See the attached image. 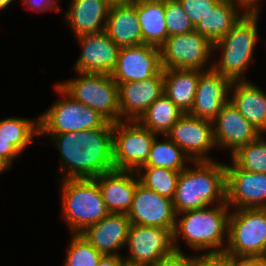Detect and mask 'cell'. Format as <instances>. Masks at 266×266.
Returning a JSON list of instances; mask_svg holds the SVG:
<instances>
[{"instance_id": "1", "label": "cell", "mask_w": 266, "mask_h": 266, "mask_svg": "<svg viewBox=\"0 0 266 266\" xmlns=\"http://www.w3.org/2000/svg\"><path fill=\"white\" fill-rule=\"evenodd\" d=\"M113 126L107 121L100 128L39 135H48L59 151L63 179L96 178L115 170Z\"/></svg>"}, {"instance_id": "2", "label": "cell", "mask_w": 266, "mask_h": 266, "mask_svg": "<svg viewBox=\"0 0 266 266\" xmlns=\"http://www.w3.org/2000/svg\"><path fill=\"white\" fill-rule=\"evenodd\" d=\"M180 172L174 208L177 214L226 202V167L218 161H195ZM195 166V167H194Z\"/></svg>"}, {"instance_id": "3", "label": "cell", "mask_w": 266, "mask_h": 266, "mask_svg": "<svg viewBox=\"0 0 266 266\" xmlns=\"http://www.w3.org/2000/svg\"><path fill=\"white\" fill-rule=\"evenodd\" d=\"M230 207L226 202L177 214L176 225L173 232L174 247L182 252L178 239L195 251L224 252L228 240V220ZM181 216V217H180ZM180 217V218H178ZM226 238V239H225ZM226 243V244H225ZM179 244V245H177Z\"/></svg>"}, {"instance_id": "4", "label": "cell", "mask_w": 266, "mask_h": 266, "mask_svg": "<svg viewBox=\"0 0 266 266\" xmlns=\"http://www.w3.org/2000/svg\"><path fill=\"white\" fill-rule=\"evenodd\" d=\"M259 13H246L241 20L218 42L213 52H222L218 61L213 60V68L231 81L247 80L245 71L254 59L258 40ZM219 49V50H218Z\"/></svg>"}, {"instance_id": "5", "label": "cell", "mask_w": 266, "mask_h": 266, "mask_svg": "<svg viewBox=\"0 0 266 266\" xmlns=\"http://www.w3.org/2000/svg\"><path fill=\"white\" fill-rule=\"evenodd\" d=\"M60 184L62 216L72 234L82 233L110 213L94 178H61Z\"/></svg>"}, {"instance_id": "6", "label": "cell", "mask_w": 266, "mask_h": 266, "mask_svg": "<svg viewBox=\"0 0 266 266\" xmlns=\"http://www.w3.org/2000/svg\"><path fill=\"white\" fill-rule=\"evenodd\" d=\"M77 73L78 77L57 84L75 101L97 111L108 122L122 121L118 86L112 76L103 73Z\"/></svg>"}, {"instance_id": "7", "label": "cell", "mask_w": 266, "mask_h": 266, "mask_svg": "<svg viewBox=\"0 0 266 266\" xmlns=\"http://www.w3.org/2000/svg\"><path fill=\"white\" fill-rule=\"evenodd\" d=\"M61 99L55 101L39 117V134L78 132L102 127L107 120L89 106L75 101L57 83Z\"/></svg>"}, {"instance_id": "8", "label": "cell", "mask_w": 266, "mask_h": 266, "mask_svg": "<svg viewBox=\"0 0 266 266\" xmlns=\"http://www.w3.org/2000/svg\"><path fill=\"white\" fill-rule=\"evenodd\" d=\"M230 211L225 252L266 258V208Z\"/></svg>"}, {"instance_id": "9", "label": "cell", "mask_w": 266, "mask_h": 266, "mask_svg": "<svg viewBox=\"0 0 266 266\" xmlns=\"http://www.w3.org/2000/svg\"><path fill=\"white\" fill-rule=\"evenodd\" d=\"M157 134L138 121H118L113 126V159L115 170L137 171L149 156Z\"/></svg>"}, {"instance_id": "10", "label": "cell", "mask_w": 266, "mask_h": 266, "mask_svg": "<svg viewBox=\"0 0 266 266\" xmlns=\"http://www.w3.org/2000/svg\"><path fill=\"white\" fill-rule=\"evenodd\" d=\"M174 229L131 224L126 246L129 254L124 260L131 265L154 266L173 254Z\"/></svg>"}, {"instance_id": "11", "label": "cell", "mask_w": 266, "mask_h": 266, "mask_svg": "<svg viewBox=\"0 0 266 266\" xmlns=\"http://www.w3.org/2000/svg\"><path fill=\"white\" fill-rule=\"evenodd\" d=\"M161 66L166 69L203 70L213 61V44L195 31L172 35L160 47ZM212 57V58H211ZM209 61V62H208Z\"/></svg>"}, {"instance_id": "12", "label": "cell", "mask_w": 266, "mask_h": 266, "mask_svg": "<svg viewBox=\"0 0 266 266\" xmlns=\"http://www.w3.org/2000/svg\"><path fill=\"white\" fill-rule=\"evenodd\" d=\"M178 145L192 162L213 161L209 151L216 148L213 122L183 114L166 134Z\"/></svg>"}, {"instance_id": "13", "label": "cell", "mask_w": 266, "mask_h": 266, "mask_svg": "<svg viewBox=\"0 0 266 266\" xmlns=\"http://www.w3.org/2000/svg\"><path fill=\"white\" fill-rule=\"evenodd\" d=\"M231 164H225L226 204L234 209L266 208V173L246 171L233 161Z\"/></svg>"}, {"instance_id": "14", "label": "cell", "mask_w": 266, "mask_h": 266, "mask_svg": "<svg viewBox=\"0 0 266 266\" xmlns=\"http://www.w3.org/2000/svg\"><path fill=\"white\" fill-rule=\"evenodd\" d=\"M131 224L175 229L177 213L172 199L166 198L138 183L130 210Z\"/></svg>"}, {"instance_id": "15", "label": "cell", "mask_w": 266, "mask_h": 266, "mask_svg": "<svg viewBox=\"0 0 266 266\" xmlns=\"http://www.w3.org/2000/svg\"><path fill=\"white\" fill-rule=\"evenodd\" d=\"M162 69L160 48L149 44L121 47L116 66L110 74L117 84L142 81Z\"/></svg>"}, {"instance_id": "16", "label": "cell", "mask_w": 266, "mask_h": 266, "mask_svg": "<svg viewBox=\"0 0 266 266\" xmlns=\"http://www.w3.org/2000/svg\"><path fill=\"white\" fill-rule=\"evenodd\" d=\"M117 86L120 119L138 121L147 108L164 94L163 69L151 78Z\"/></svg>"}, {"instance_id": "17", "label": "cell", "mask_w": 266, "mask_h": 266, "mask_svg": "<svg viewBox=\"0 0 266 266\" xmlns=\"http://www.w3.org/2000/svg\"><path fill=\"white\" fill-rule=\"evenodd\" d=\"M207 68L200 71L195 100L188 114L213 121L230 99L232 81L216 71L213 63Z\"/></svg>"}, {"instance_id": "18", "label": "cell", "mask_w": 266, "mask_h": 266, "mask_svg": "<svg viewBox=\"0 0 266 266\" xmlns=\"http://www.w3.org/2000/svg\"><path fill=\"white\" fill-rule=\"evenodd\" d=\"M213 122L216 147L227 150L231 155L240 147L255 141L261 133L247 121L229 100Z\"/></svg>"}, {"instance_id": "19", "label": "cell", "mask_w": 266, "mask_h": 266, "mask_svg": "<svg viewBox=\"0 0 266 266\" xmlns=\"http://www.w3.org/2000/svg\"><path fill=\"white\" fill-rule=\"evenodd\" d=\"M81 44V54L75 63L76 72L111 74L114 70L120 47L105 31L76 37Z\"/></svg>"}, {"instance_id": "20", "label": "cell", "mask_w": 266, "mask_h": 266, "mask_svg": "<svg viewBox=\"0 0 266 266\" xmlns=\"http://www.w3.org/2000/svg\"><path fill=\"white\" fill-rule=\"evenodd\" d=\"M130 225L127 214L109 213L80 234L101 254L123 256L118 250L126 246Z\"/></svg>"}, {"instance_id": "21", "label": "cell", "mask_w": 266, "mask_h": 266, "mask_svg": "<svg viewBox=\"0 0 266 266\" xmlns=\"http://www.w3.org/2000/svg\"><path fill=\"white\" fill-rule=\"evenodd\" d=\"M94 179L109 212L127 214L139 183L136 171L112 170Z\"/></svg>"}, {"instance_id": "22", "label": "cell", "mask_w": 266, "mask_h": 266, "mask_svg": "<svg viewBox=\"0 0 266 266\" xmlns=\"http://www.w3.org/2000/svg\"><path fill=\"white\" fill-rule=\"evenodd\" d=\"M65 20L74 36L105 31L110 4L107 0H71Z\"/></svg>"}, {"instance_id": "23", "label": "cell", "mask_w": 266, "mask_h": 266, "mask_svg": "<svg viewBox=\"0 0 266 266\" xmlns=\"http://www.w3.org/2000/svg\"><path fill=\"white\" fill-rule=\"evenodd\" d=\"M250 80L232 81L230 101L261 134L266 133V93Z\"/></svg>"}, {"instance_id": "24", "label": "cell", "mask_w": 266, "mask_h": 266, "mask_svg": "<svg viewBox=\"0 0 266 266\" xmlns=\"http://www.w3.org/2000/svg\"><path fill=\"white\" fill-rule=\"evenodd\" d=\"M105 32L120 48L143 44L136 6L133 3L111 5Z\"/></svg>"}, {"instance_id": "25", "label": "cell", "mask_w": 266, "mask_h": 266, "mask_svg": "<svg viewBox=\"0 0 266 266\" xmlns=\"http://www.w3.org/2000/svg\"><path fill=\"white\" fill-rule=\"evenodd\" d=\"M241 9L243 13L238 11ZM241 13V14H240ZM247 12L237 3L230 0H220L194 26V31L206 37L213 45L225 36Z\"/></svg>"}, {"instance_id": "26", "label": "cell", "mask_w": 266, "mask_h": 266, "mask_svg": "<svg viewBox=\"0 0 266 266\" xmlns=\"http://www.w3.org/2000/svg\"><path fill=\"white\" fill-rule=\"evenodd\" d=\"M199 77L200 70L196 69L163 70L164 94L183 114L192 109Z\"/></svg>"}, {"instance_id": "27", "label": "cell", "mask_w": 266, "mask_h": 266, "mask_svg": "<svg viewBox=\"0 0 266 266\" xmlns=\"http://www.w3.org/2000/svg\"><path fill=\"white\" fill-rule=\"evenodd\" d=\"M133 4L136 6L143 44L160 48L168 37L164 0H135Z\"/></svg>"}, {"instance_id": "28", "label": "cell", "mask_w": 266, "mask_h": 266, "mask_svg": "<svg viewBox=\"0 0 266 266\" xmlns=\"http://www.w3.org/2000/svg\"><path fill=\"white\" fill-rule=\"evenodd\" d=\"M183 115L181 110L165 95L152 103L138 122L157 135H166Z\"/></svg>"}, {"instance_id": "29", "label": "cell", "mask_w": 266, "mask_h": 266, "mask_svg": "<svg viewBox=\"0 0 266 266\" xmlns=\"http://www.w3.org/2000/svg\"><path fill=\"white\" fill-rule=\"evenodd\" d=\"M157 137L153 140L148 159L143 166L164 167L181 172L188 161L192 163L184 151L166 135H162L166 139L164 142H159Z\"/></svg>"}, {"instance_id": "30", "label": "cell", "mask_w": 266, "mask_h": 266, "mask_svg": "<svg viewBox=\"0 0 266 266\" xmlns=\"http://www.w3.org/2000/svg\"><path fill=\"white\" fill-rule=\"evenodd\" d=\"M34 135H39V117L35 120L24 117H8L0 121V137L8 140L21 154L34 142Z\"/></svg>"}, {"instance_id": "31", "label": "cell", "mask_w": 266, "mask_h": 266, "mask_svg": "<svg viewBox=\"0 0 266 266\" xmlns=\"http://www.w3.org/2000/svg\"><path fill=\"white\" fill-rule=\"evenodd\" d=\"M139 182L161 196L174 198L180 171L164 167L142 166L136 171Z\"/></svg>"}, {"instance_id": "32", "label": "cell", "mask_w": 266, "mask_h": 266, "mask_svg": "<svg viewBox=\"0 0 266 266\" xmlns=\"http://www.w3.org/2000/svg\"><path fill=\"white\" fill-rule=\"evenodd\" d=\"M261 134L255 141L240 147L231 155V160L249 172L266 173V139Z\"/></svg>"}, {"instance_id": "33", "label": "cell", "mask_w": 266, "mask_h": 266, "mask_svg": "<svg viewBox=\"0 0 266 266\" xmlns=\"http://www.w3.org/2000/svg\"><path fill=\"white\" fill-rule=\"evenodd\" d=\"M64 266H98L103 256L81 234H71Z\"/></svg>"}, {"instance_id": "34", "label": "cell", "mask_w": 266, "mask_h": 266, "mask_svg": "<svg viewBox=\"0 0 266 266\" xmlns=\"http://www.w3.org/2000/svg\"><path fill=\"white\" fill-rule=\"evenodd\" d=\"M164 10L168 37L194 31L193 23L178 0H164Z\"/></svg>"}, {"instance_id": "35", "label": "cell", "mask_w": 266, "mask_h": 266, "mask_svg": "<svg viewBox=\"0 0 266 266\" xmlns=\"http://www.w3.org/2000/svg\"><path fill=\"white\" fill-rule=\"evenodd\" d=\"M195 26L220 0H178Z\"/></svg>"}, {"instance_id": "36", "label": "cell", "mask_w": 266, "mask_h": 266, "mask_svg": "<svg viewBox=\"0 0 266 266\" xmlns=\"http://www.w3.org/2000/svg\"><path fill=\"white\" fill-rule=\"evenodd\" d=\"M197 266H231V254L224 252H205L197 256Z\"/></svg>"}, {"instance_id": "37", "label": "cell", "mask_w": 266, "mask_h": 266, "mask_svg": "<svg viewBox=\"0 0 266 266\" xmlns=\"http://www.w3.org/2000/svg\"><path fill=\"white\" fill-rule=\"evenodd\" d=\"M20 151L8 140L0 137V164L6 169L10 170L15 158L20 157Z\"/></svg>"}, {"instance_id": "38", "label": "cell", "mask_w": 266, "mask_h": 266, "mask_svg": "<svg viewBox=\"0 0 266 266\" xmlns=\"http://www.w3.org/2000/svg\"><path fill=\"white\" fill-rule=\"evenodd\" d=\"M154 266H197V255L190 257L184 252L175 251Z\"/></svg>"}, {"instance_id": "39", "label": "cell", "mask_w": 266, "mask_h": 266, "mask_svg": "<svg viewBox=\"0 0 266 266\" xmlns=\"http://www.w3.org/2000/svg\"><path fill=\"white\" fill-rule=\"evenodd\" d=\"M59 0H22V3L24 6H26L28 9H32L36 12H45V11H53L61 10V6L57 3Z\"/></svg>"}, {"instance_id": "40", "label": "cell", "mask_w": 266, "mask_h": 266, "mask_svg": "<svg viewBox=\"0 0 266 266\" xmlns=\"http://www.w3.org/2000/svg\"><path fill=\"white\" fill-rule=\"evenodd\" d=\"M231 266H266V258L231 255Z\"/></svg>"}, {"instance_id": "41", "label": "cell", "mask_w": 266, "mask_h": 266, "mask_svg": "<svg viewBox=\"0 0 266 266\" xmlns=\"http://www.w3.org/2000/svg\"><path fill=\"white\" fill-rule=\"evenodd\" d=\"M125 263L123 256L118 255H103L98 263V266H122Z\"/></svg>"}, {"instance_id": "42", "label": "cell", "mask_w": 266, "mask_h": 266, "mask_svg": "<svg viewBox=\"0 0 266 266\" xmlns=\"http://www.w3.org/2000/svg\"><path fill=\"white\" fill-rule=\"evenodd\" d=\"M240 5L247 13H260V0H230Z\"/></svg>"}, {"instance_id": "43", "label": "cell", "mask_w": 266, "mask_h": 266, "mask_svg": "<svg viewBox=\"0 0 266 266\" xmlns=\"http://www.w3.org/2000/svg\"><path fill=\"white\" fill-rule=\"evenodd\" d=\"M110 5L113 4H131L135 0H107Z\"/></svg>"}, {"instance_id": "44", "label": "cell", "mask_w": 266, "mask_h": 266, "mask_svg": "<svg viewBox=\"0 0 266 266\" xmlns=\"http://www.w3.org/2000/svg\"><path fill=\"white\" fill-rule=\"evenodd\" d=\"M14 0H0V11L5 10Z\"/></svg>"}, {"instance_id": "45", "label": "cell", "mask_w": 266, "mask_h": 266, "mask_svg": "<svg viewBox=\"0 0 266 266\" xmlns=\"http://www.w3.org/2000/svg\"><path fill=\"white\" fill-rule=\"evenodd\" d=\"M3 171H6V169L0 164V173H2Z\"/></svg>"}, {"instance_id": "46", "label": "cell", "mask_w": 266, "mask_h": 266, "mask_svg": "<svg viewBox=\"0 0 266 266\" xmlns=\"http://www.w3.org/2000/svg\"><path fill=\"white\" fill-rule=\"evenodd\" d=\"M122 266H139V265H131L125 262Z\"/></svg>"}]
</instances>
